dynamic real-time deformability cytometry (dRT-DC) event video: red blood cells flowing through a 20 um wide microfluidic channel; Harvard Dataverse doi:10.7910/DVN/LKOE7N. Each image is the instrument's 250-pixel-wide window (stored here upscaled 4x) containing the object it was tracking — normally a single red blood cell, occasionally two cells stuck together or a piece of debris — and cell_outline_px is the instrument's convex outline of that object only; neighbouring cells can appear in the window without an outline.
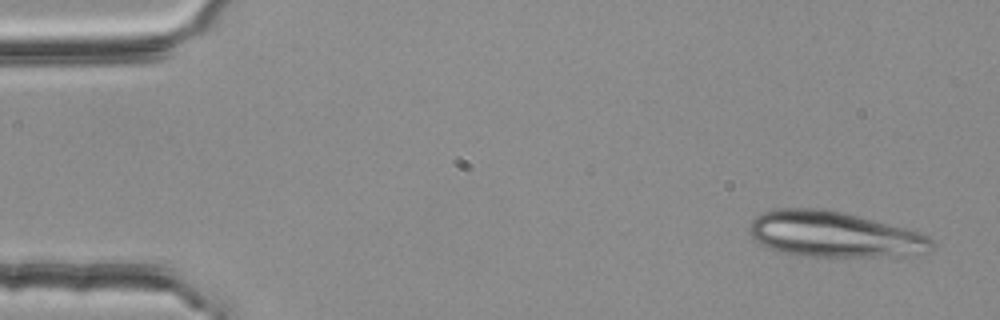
{"species": "common noctule bat (a hibernating species)", "species_latin": "Nyctalus noctula", "temperature_condition": "room temperature", "stored_images_in_passage": 4, "camera_frame_rate_fps": 3000, "um_per_image_px": 0.085, "animal": {"sex": "female", "body_mass_g": 25.1}, "frame": {"image": 1, "passage_image": 1, "time_ms": 0.0, "image_size_px": [1000, 320], "cell_outline_px": [[936, 244], [924, 256], [808, 256], [776, 252], [760, 244], [748, 232], [748, 228], [752, 220], [756, 216], [772, 208], [824, 208], [904, 228], [928, 236]], "centroid_in_image_um": [70.89, 19.94], "position_along_channel_um": 14.1, "area_um2": 48.73}}